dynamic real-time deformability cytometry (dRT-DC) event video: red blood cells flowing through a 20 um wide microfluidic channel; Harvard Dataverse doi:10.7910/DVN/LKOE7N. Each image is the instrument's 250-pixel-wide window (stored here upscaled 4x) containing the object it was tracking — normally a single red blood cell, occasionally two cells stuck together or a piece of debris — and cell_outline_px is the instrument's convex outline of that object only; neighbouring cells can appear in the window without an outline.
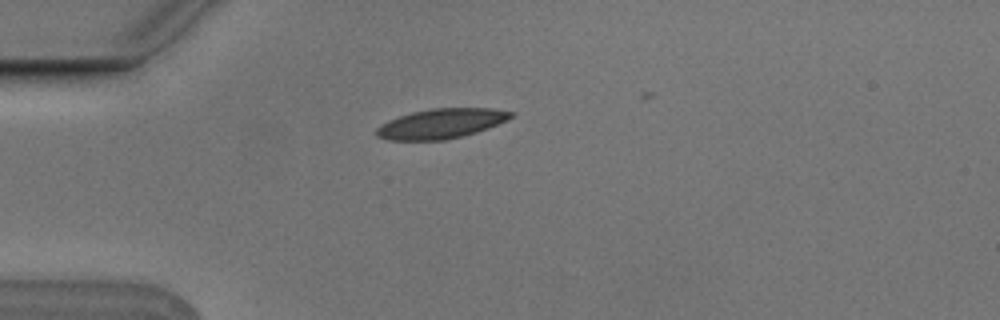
{"species": "Egyptian fruit bat (a non-hibernating species)", "species_latin": "Rousettus aegyptiacus", "temperature_condition": "cold", "stored_images_in_passage": 3, "camera_frame_rate_fps": 3000, "um_per_image_px": 0.085, "animal": {"sex": "male"}, "frame": {"image": 1, "passage_image": 1, "time_ms": 0.0, "image_size_px": [1000, 320], "cell_outline_px": [[516, 112], [508, 120], [488, 128], [476, 132], [444, 140], [388, 140], [376, 136], [376, 128], [380, 124], [388, 120], [412, 112], [432, 108], [496, 108]], "centroid_in_image_um": [37.51, 10.5], "position_along_channel_um": 47.5, "area_um2": 23.41}}